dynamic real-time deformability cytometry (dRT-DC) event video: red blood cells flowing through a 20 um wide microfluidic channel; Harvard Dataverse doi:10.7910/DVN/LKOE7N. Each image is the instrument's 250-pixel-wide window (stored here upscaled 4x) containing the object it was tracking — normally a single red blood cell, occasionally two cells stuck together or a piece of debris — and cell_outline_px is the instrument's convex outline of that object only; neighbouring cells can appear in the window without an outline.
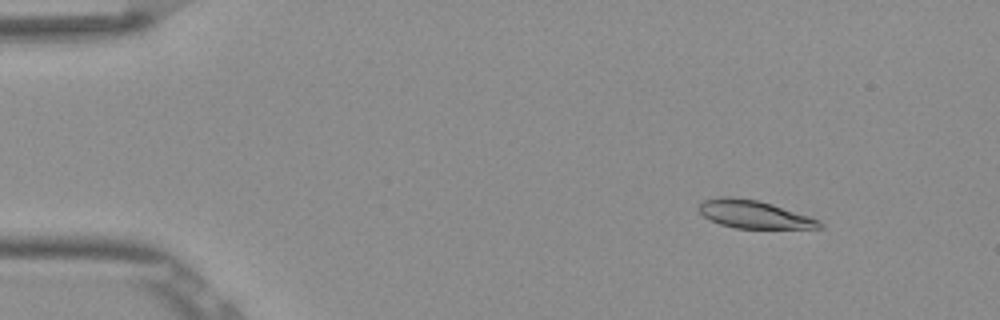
{"species": "Egyptian fruit bat (a non-hibernating species)", "species_latin": "Rousettus aegyptiacus", "temperature_condition": "room temperature", "stored_images_in_passage": 53, "camera_frame_rate_fps": 3000, "um_per_image_px": 0.085, "frame": {"image": 1, "passage_image": 7, "time_ms": 2.0, "image_size_px": [1000, 320], "cell_outline_px": [[824, 228], [736, 228], [720, 224], [704, 216], [696, 208], [696, 204], [704, 200], [720, 196], [732, 196], [756, 200], [772, 204], [820, 220], [824, 224]], "centroid_in_image_um": [64.05, 18.21], "position_along_channel_um": 20.9, "area_um2": 19.59}}
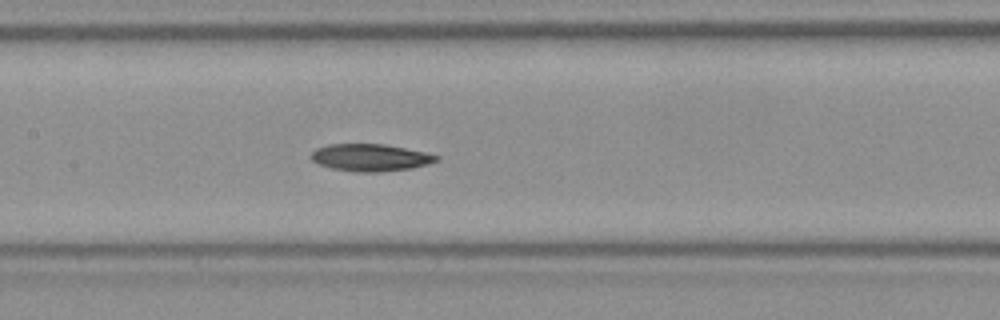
{"frame": {"image": 2, "passage_image": 26, "time_ms": 8.333, "image_size_px": [1000, 320], "cell_outline_px": [[440, 160], [428, 164], [412, 168], [380, 172], [356, 172], [332, 168], [316, 164], [312, 160], [312, 152], [316, 148], [328, 144], [384, 144], [424, 152], [440, 156]], "centroid_in_image_um": [31.48, 13.4], "position_along_channel_um": 175.9, "area_um2": 19.88}}
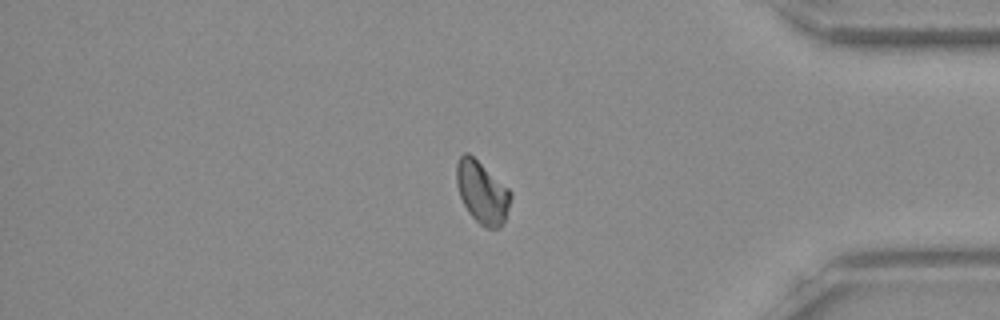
{"frame": {"image": 3, "passage_image": 45, "time_ms": 14.667, "image_size_px": [1000, 320], "cell_outline_px": [[512, 196], [504, 220], [500, 228], [484, 228], [468, 212], [460, 196], [456, 184], [456, 164], [460, 156], [464, 152], [468, 152], [508, 188], [512, 192]], "centroid_in_image_um": [40.96, 16.34], "position_along_channel_um": 394.2, "area_um2": 19.48}}